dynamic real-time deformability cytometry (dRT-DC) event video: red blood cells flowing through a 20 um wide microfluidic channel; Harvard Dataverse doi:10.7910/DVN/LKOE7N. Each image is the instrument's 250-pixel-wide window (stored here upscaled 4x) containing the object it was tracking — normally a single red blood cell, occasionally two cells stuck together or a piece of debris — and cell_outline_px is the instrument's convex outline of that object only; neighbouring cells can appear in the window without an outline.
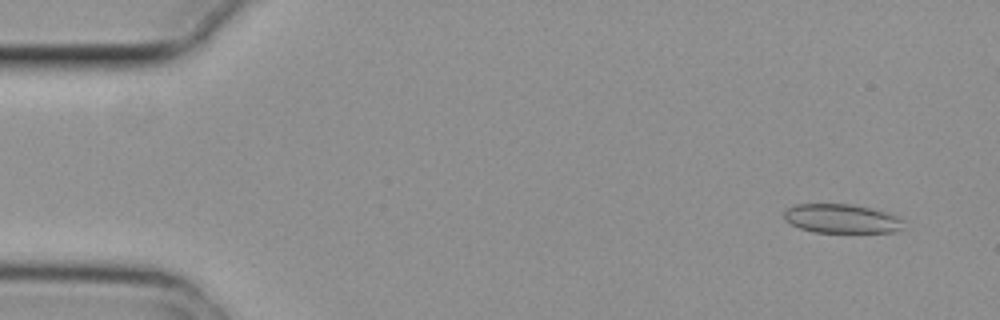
{"species": "common noctule bat (a hibernating species)", "species_latin": "Nyctalus noctula", "temperature_condition": "cold", "stored_images_in_passage": 6, "camera_frame_rate_fps": 3000, "um_per_image_px": 0.085, "animal": {"sex": "female", "body_mass_g": 29.2, "forearm_length_mm": 56.3}, "frame": {"image": 1, "passage_image": 2, "time_ms": 0.333, "image_size_px": [1000, 320], "cell_outline_px": [[904, 220], [900, 228], [896, 232], [812, 232], [800, 228], [784, 220], [784, 212], [788, 208], [796, 204], [852, 204], [884, 212], [896, 216]], "centroid_in_image_um": [71.5, 18.59], "position_along_channel_um": 13.5, "area_um2": 20.0}}